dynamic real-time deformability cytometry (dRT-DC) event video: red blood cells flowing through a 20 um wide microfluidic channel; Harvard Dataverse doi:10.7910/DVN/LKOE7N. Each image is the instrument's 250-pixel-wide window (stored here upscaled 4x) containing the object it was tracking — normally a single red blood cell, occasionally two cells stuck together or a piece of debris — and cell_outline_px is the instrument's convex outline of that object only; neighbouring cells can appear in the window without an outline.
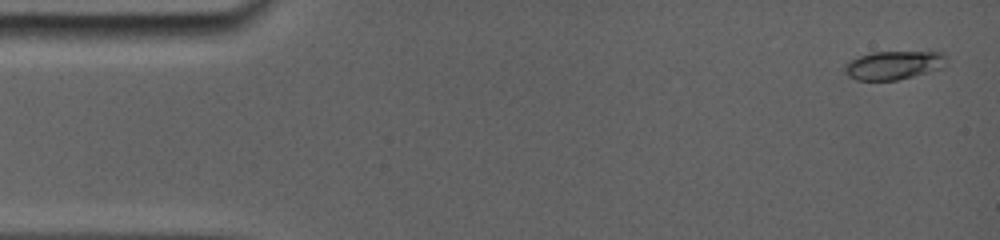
{"species": "common noctule bat (a hibernating species)", "species_latin": "Nyctalus noctula", "temperature_condition": "room temperature", "stored_images_in_passage": 50, "camera_frame_rate_fps": 5000, "um_per_image_px": 0.085, "animal": {"sex": "female", "body_mass_g": 19.0, "forearm_length_mm": 56.7}, "frame": {"image": 1, "passage_image": 1, "time_ms": 0.0, "image_size_px": [1000, 240], "cell_outline_px": [[948, 56], [944, 68], [896, 80], [856, 80], [848, 76], [844, 72], [844, 64], [860, 56], [872, 52], [928, 48], [944, 52]], "centroid_in_image_um": [76.09, 5.47], "position_along_channel_um": 8.9, "area_um2": 18.03}}
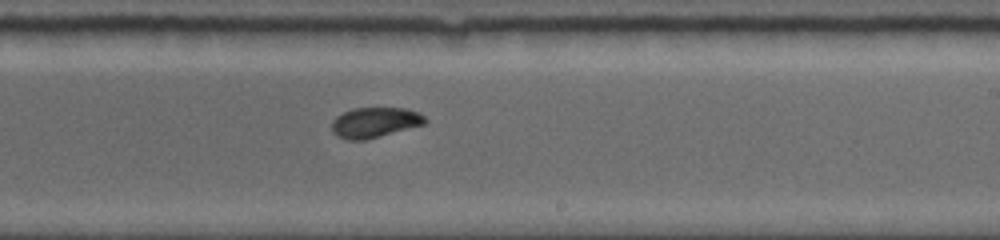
{"frame": {"image": 2, "passage_image": 27, "time_ms": 9.4, "image_size_px": [1000, 240], "cell_outline_px": [[428, 120], [424, 124], [364, 140], [348, 140], [332, 132], [332, 120], [336, 116], [352, 108], [404, 108], [420, 112]], "centroid_in_image_um": [31.86, 10.39], "position_along_channel_um": 257.1, "area_um2": 16.3}}
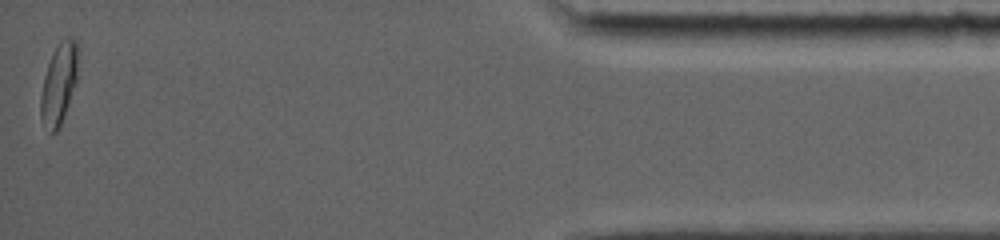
{"frame": {"image": 3, "passage_image": 50, "time_ms": 15.6, "image_size_px": [1000, 240], "cell_outline_px": [[76, 80], [60, 124], [56, 132], [52, 132], [40, 120], [40, 96], [44, 76], [52, 52], [60, 40], [64, 36], [72, 36], [76, 40]], "centroid_in_image_um": [4.96, 7.06], "position_along_channel_um": 430.2, "area_um2": 17.11}, "authors_computed_cell_mechanics": {"area_um2": 16.5597, "velocity_mm_per_s": 3.8805, "shape_relaxation_time_tau1_ms": 5.3439, "shape_relaxation_time_tau2_ms": 1.4706, "deformation_change_tau1": 0.1598, "deformation_change_tau2": 0.0416}}